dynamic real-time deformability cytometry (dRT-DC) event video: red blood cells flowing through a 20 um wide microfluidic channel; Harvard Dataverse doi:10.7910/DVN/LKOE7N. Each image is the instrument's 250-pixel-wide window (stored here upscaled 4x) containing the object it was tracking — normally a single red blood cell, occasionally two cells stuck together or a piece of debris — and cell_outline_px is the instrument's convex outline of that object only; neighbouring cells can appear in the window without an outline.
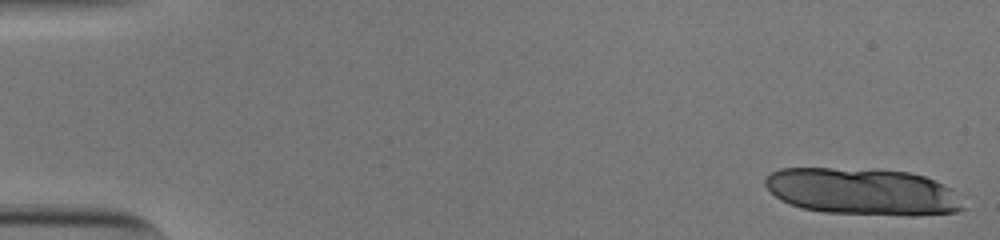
{"species": "human", "species_latin": "Homo sapiens", "temperature_condition": "cold", "stored_images_in_passage": 16, "camera_frame_rate_fps": 3000, "um_per_image_px": 0.085, "donor": {"sex": "male"}, "frame": {"image": 1, "passage_image": 1, "time_ms": 0.0, "image_size_px": [1000, 240], "cell_outline_px": [[964, 208], [956, 212], [916, 216], [908, 216], [824, 212], [804, 208], [788, 204], [780, 200], [764, 184], [764, 176], [780, 168], [832, 168], [908, 172], [924, 176], [952, 188]], "centroid_in_image_um": [73.29, 16.3], "position_along_channel_um": 11.7, "area_um2": 53.93}}